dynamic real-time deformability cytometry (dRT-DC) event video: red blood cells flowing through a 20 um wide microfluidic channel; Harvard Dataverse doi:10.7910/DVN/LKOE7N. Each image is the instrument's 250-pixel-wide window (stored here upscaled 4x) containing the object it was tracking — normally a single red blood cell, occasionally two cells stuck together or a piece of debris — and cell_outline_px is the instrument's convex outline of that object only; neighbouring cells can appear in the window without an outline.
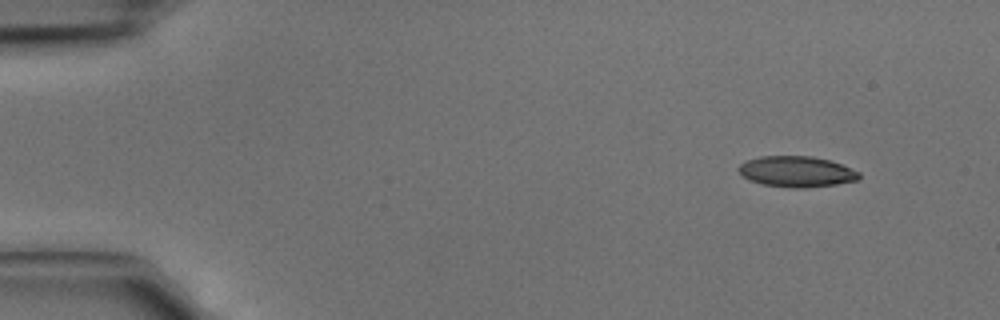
{"species": "common noctule bat (a hibernating species)", "species_latin": "Nyctalus noctula", "temperature_condition": "cold", "stored_images_in_passage": 4, "camera_frame_rate_fps": 3000, "um_per_image_px": 0.085, "animal": {"sex": "male", "body_mass_g": 15.6}, "frame": {"image": 1, "passage_image": 1, "time_ms": 0.0, "image_size_px": [1000, 320], "cell_outline_px": [[860, 180], [836, 184], [804, 188], [792, 188], [764, 184], [748, 180], [736, 168], [740, 164], [748, 160], [760, 156], [812, 156], [828, 160], [840, 164], [860, 172]], "centroid_in_image_um": [67.71, 14.59], "position_along_channel_um": 17.3, "area_um2": 21.56}}
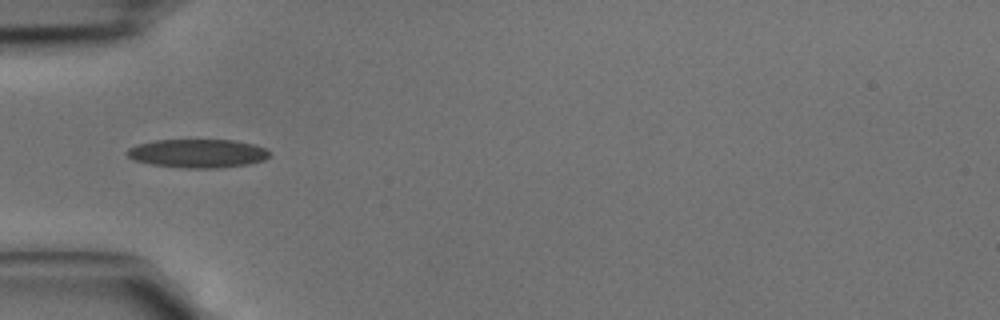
{"frame": {"image": 2, "passage_image": 4, "time_ms": 1.0, "image_size_px": [1000, 320], "cell_outline_px": [[268, 156], [264, 160], [248, 164], [216, 168], [184, 168], [152, 164], [132, 160], [124, 152], [128, 148], [136, 144], [156, 140], [232, 140], [256, 144], [264, 148], [268, 152]], "centroid_in_image_um": [16.75, 13.03], "position_along_channel_um": 68.2, "area_um2": 23.76}}